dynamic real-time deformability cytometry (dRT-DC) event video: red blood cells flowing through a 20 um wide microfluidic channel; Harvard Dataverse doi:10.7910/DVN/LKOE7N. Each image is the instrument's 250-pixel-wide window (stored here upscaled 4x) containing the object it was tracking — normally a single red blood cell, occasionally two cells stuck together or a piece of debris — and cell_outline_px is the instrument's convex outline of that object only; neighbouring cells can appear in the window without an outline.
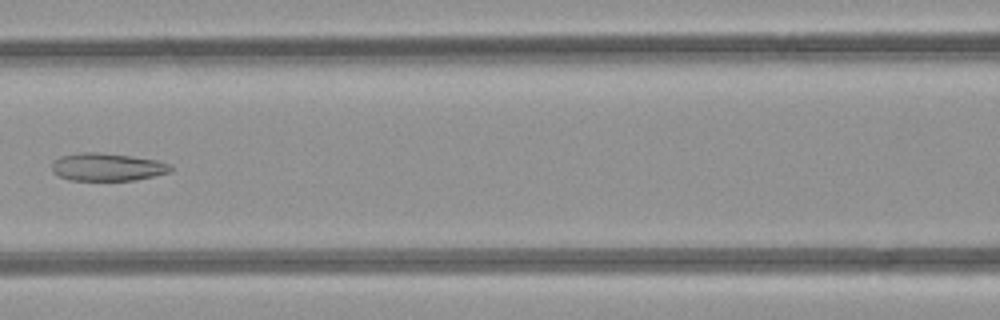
{"species": "common noctule bat (a hibernating species)", "species_latin": "Nyctalus noctula", "temperature_condition": "room temperature", "stored_images_in_passage": 7, "camera_frame_rate_fps": 3000, "um_per_image_px": 0.085, "animal": {"sex": "female", "body_mass_g": 21.9}, "frame": {"image": 1, "passage_image": 6, "time_ms": 6.667, "image_size_px": [1000, 320], "cell_outline_px": [[172, 172], [136, 180], [68, 180], [52, 172], [52, 164], [60, 156], [80, 152], [96, 152], [128, 156], [156, 160], [168, 164], [172, 168]], "centroid_in_image_um": [9.1, 14.2], "position_along_channel_um": 157.5, "area_um2": 19.07}}
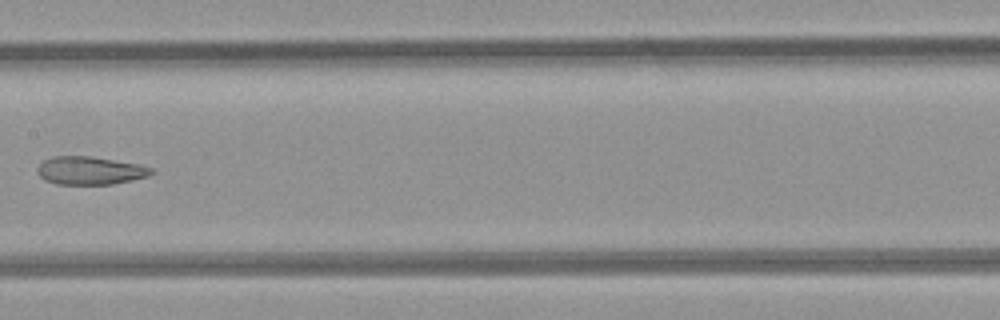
{"frame": {"image": 2, "passage_image": 7, "time_ms": 7.667, "image_size_px": [1000, 320], "cell_outline_px": [[156, 172], [148, 176], [132, 180], [112, 184], [56, 184], [44, 180], [36, 172], [36, 168], [44, 160], [52, 156], [92, 156], [140, 164], [152, 168]], "centroid_in_image_um": [7.66, 14.49], "position_along_channel_um": 199.7, "area_um2": 18.84}}